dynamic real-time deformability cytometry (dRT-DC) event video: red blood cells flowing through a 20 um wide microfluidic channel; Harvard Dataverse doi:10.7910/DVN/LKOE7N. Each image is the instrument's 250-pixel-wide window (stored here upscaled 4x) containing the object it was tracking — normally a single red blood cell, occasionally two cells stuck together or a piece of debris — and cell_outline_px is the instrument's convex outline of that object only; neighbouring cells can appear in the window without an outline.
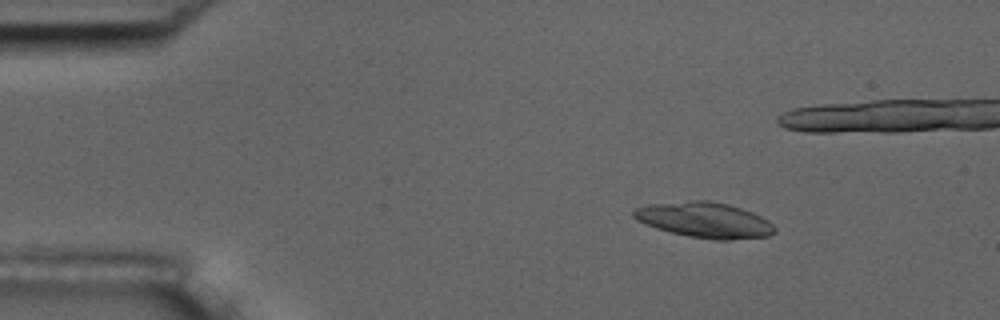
{"species": "common noctule bat (a hibernating species)", "species_latin": "Nyctalus noctula", "temperature_condition": "room temperature", "stored_images_in_passage": 56, "camera_frame_rate_fps": 3000, "um_per_image_px": 0.085, "animal": {"sex": "male", "body_mass_g": 17.5, "forearm_length_mm": 52.3}, "frame": {"image": 1, "passage_image": 8, "time_ms": 2.333, "image_size_px": [1000, 320], "cell_outline_px": [[776, 232], [768, 236], [728, 240], [716, 240], [688, 236], [656, 228], [636, 220], [632, 216], [632, 212], [636, 208], [648, 204], [688, 200], [708, 200], [728, 204], [752, 212], [768, 220], [776, 228]], "centroid_in_image_um": [59.88, 18.69], "position_along_channel_um": 25.1, "area_um2": 29.19}}